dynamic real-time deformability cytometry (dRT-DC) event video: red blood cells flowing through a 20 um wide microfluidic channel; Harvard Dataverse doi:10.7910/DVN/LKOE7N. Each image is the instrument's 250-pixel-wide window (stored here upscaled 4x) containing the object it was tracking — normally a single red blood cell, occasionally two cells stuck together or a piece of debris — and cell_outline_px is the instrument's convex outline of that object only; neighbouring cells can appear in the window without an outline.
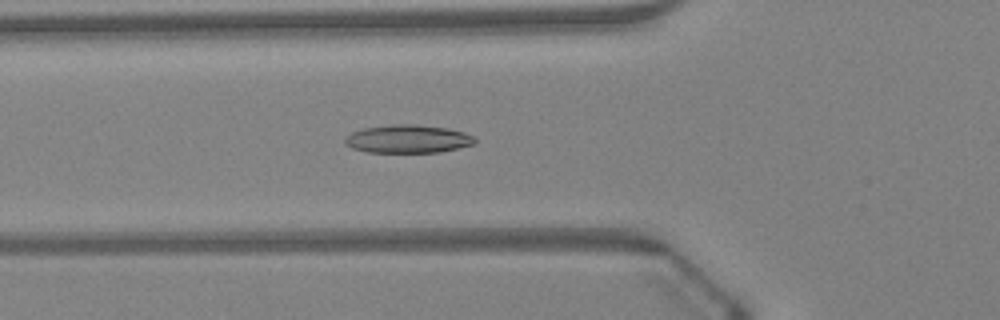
{"species": "Egyptian fruit bat (a non-hibernating species)", "species_latin": "Rousettus aegyptiacus", "temperature_condition": "warm", "stored_images_in_passage": 47, "camera_frame_rate_fps": 3000, "um_per_image_px": 0.085, "animal": {"sex": "female"}, "frame": {"image": 1, "passage_image": 17, "time_ms": 5.333, "image_size_px": [1000, 320], "cell_outline_px": [[476, 144], [440, 152], [368, 152], [352, 148], [344, 144], [344, 140], [352, 132], [364, 128], [392, 124], [416, 124], [448, 128], [464, 132], [472, 136], [476, 140]], "centroid_in_image_um": [34.68, 11.81], "position_along_channel_um": 91.1, "area_um2": 21.33}}
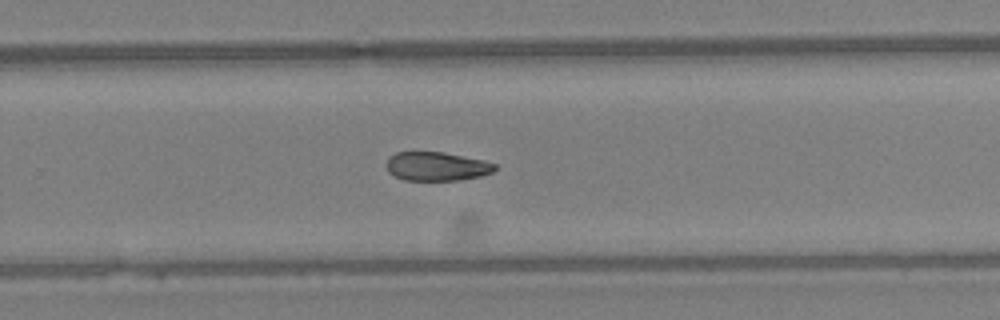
{"frame": {"image": 2, "passage_image": 31, "time_ms": 10.0, "image_size_px": [1000, 320], "cell_outline_px": [[496, 168], [492, 172], [480, 176], [456, 180], [404, 180], [388, 172], [384, 164], [388, 156], [396, 152], [444, 152], [484, 160], [496, 164]], "centroid_in_image_um": [37.07, 14.13], "position_along_channel_um": 292.7, "area_um2": 18.32}}
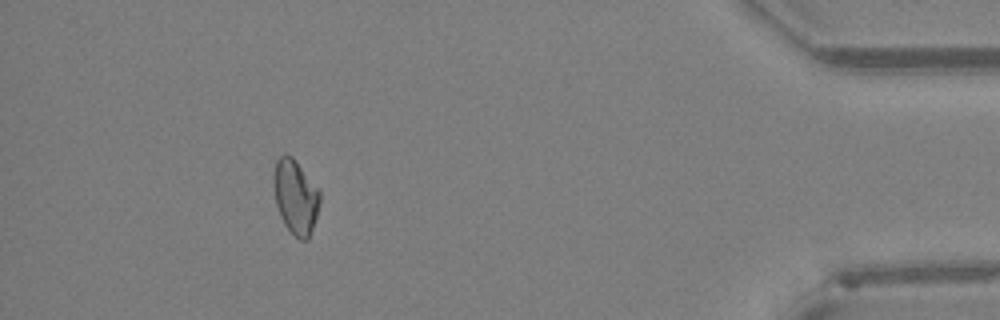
{"frame": {"image": 3, "passage_image": 43, "time_ms": 14.0, "image_size_px": [1000, 320], "cell_outline_px": [[320, 204], [308, 240], [300, 240], [284, 224], [280, 216], [276, 204], [272, 176], [276, 160], [284, 152], [292, 156], [320, 192]], "centroid_in_image_um": [25.09, 16.7], "position_along_channel_um": 410.1, "area_um2": 19.88}}